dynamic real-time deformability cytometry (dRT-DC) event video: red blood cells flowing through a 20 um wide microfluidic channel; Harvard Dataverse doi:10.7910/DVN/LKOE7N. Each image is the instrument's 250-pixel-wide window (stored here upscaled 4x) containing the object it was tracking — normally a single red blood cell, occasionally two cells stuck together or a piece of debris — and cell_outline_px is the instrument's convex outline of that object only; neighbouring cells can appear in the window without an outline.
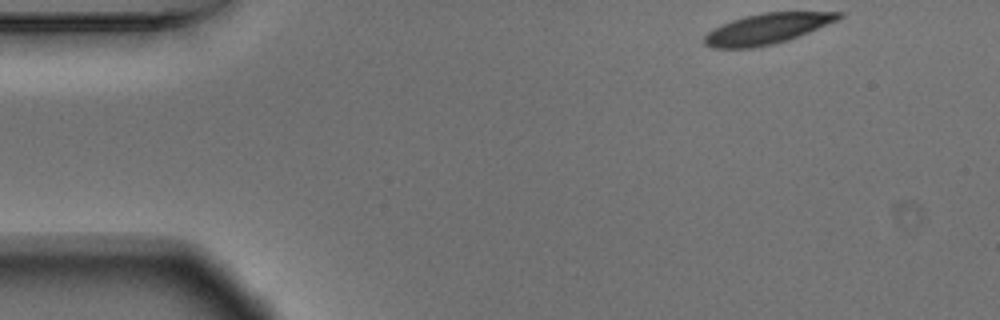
{"species": "Egyptian fruit bat (a non-hibernating species)", "species_latin": "Rousettus aegyptiacus", "temperature_condition": "warm", "stored_images_in_passage": 50, "camera_frame_rate_fps": 3000, "um_per_image_px": 0.085, "animal": {"sex": "male"}, "frame": {"image": 1, "passage_image": 1, "time_ms": 0.0, "image_size_px": [1000, 320], "cell_outline_px": [[844, 16], [836, 20], [808, 32], [788, 40], [772, 44], [752, 48], [712, 48], [704, 44], [704, 36], [712, 28], [732, 20], [744, 16], [764, 12], [844, 12]], "centroid_in_image_um": [65.15, 2.44], "position_along_channel_um": 19.8, "area_um2": 23.7}}
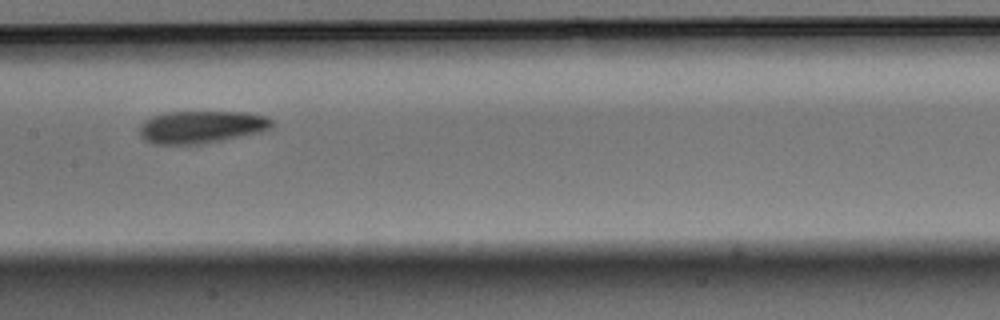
{"frame": {"image": 2, "passage_image": 22, "time_ms": 7.0, "image_size_px": [1000, 320], "cell_outline_px": [[272, 128], [264, 132], [220, 140], [188, 144], [156, 144], [144, 140], [140, 136], [140, 124], [144, 120], [152, 116], [164, 112], [248, 112], [264, 116], [272, 120]], "centroid_in_image_um": [17.11, 10.78], "position_along_channel_um": 190.3, "area_um2": 24.97}}
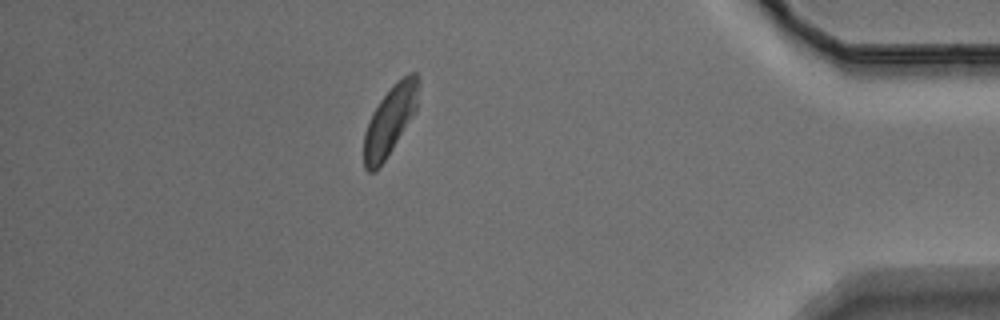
{"frame": {"image": 3, "passage_image": 43, "time_ms": 14.0, "image_size_px": [1000, 320], "cell_outline_px": [[420, 84], [416, 112], [384, 160], [372, 172], [368, 172], [364, 168], [364, 132], [372, 112], [380, 100], [396, 80], [408, 72], [416, 72], [420, 76]], "centroid_in_image_um": [33.18, 10.14], "position_along_channel_um": 402.0, "area_um2": 22.08}, "authors_computed_cell_mechanics": {"area_um2": 24.276, "velocity_mm_per_s": 3.6471, "shape_relaxation_time_tau1_ms": 3.283, "shape_relaxation_time_tau2_ms": 9.4655, "deformation_change_tau1": 0.1199, "deformation_change_tau2": 0.1618}}